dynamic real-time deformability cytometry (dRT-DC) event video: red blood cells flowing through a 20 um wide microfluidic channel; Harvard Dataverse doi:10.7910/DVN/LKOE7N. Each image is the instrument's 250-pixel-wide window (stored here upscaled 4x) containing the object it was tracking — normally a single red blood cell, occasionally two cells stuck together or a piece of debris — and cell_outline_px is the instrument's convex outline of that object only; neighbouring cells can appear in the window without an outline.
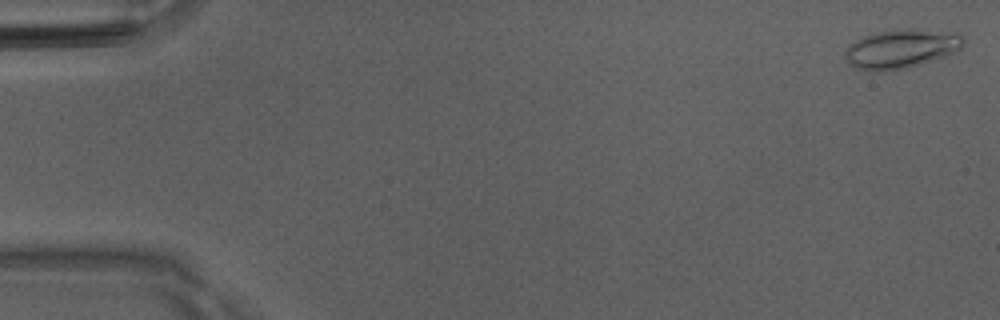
{"species": "Egyptian fruit bat (a non-hibernating species)", "species_latin": "Rousettus aegyptiacus", "temperature_condition": "room temperature", "stored_images_in_passage": 50, "camera_frame_rate_fps": 3000, "um_per_image_px": 0.085, "animal": {"sex": "male"}, "frame": {"image": 1, "passage_image": 1, "time_ms": 0.0, "image_size_px": [1000, 320], "cell_outline_px": [[964, 44], [956, 52], [908, 68], [884, 72], [872, 72], [856, 68], [848, 64], [844, 60], [844, 52], [856, 40], [872, 32], [896, 28], [912, 28], [960, 32], [964, 40]], "centroid_in_image_um": [76.59, 4.13], "position_along_channel_um": 8.4, "area_um2": 27.63}}
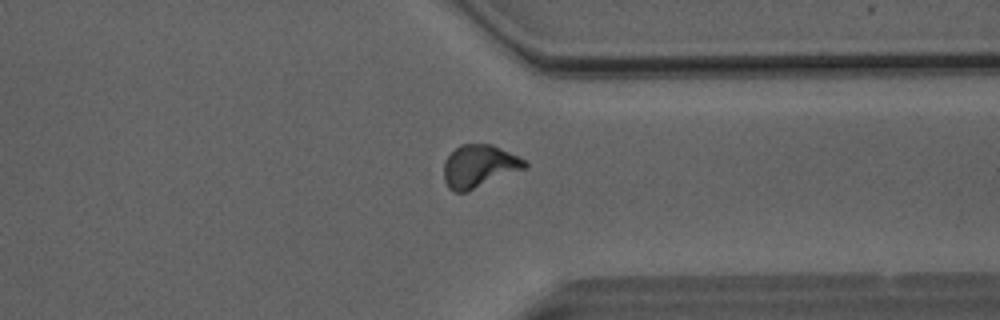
{"frame": {"image": 2, "passage_image": 39, "time_ms": 12.667, "image_size_px": [1000, 320], "cell_outline_px": [[528, 164], [524, 168], [468, 192], [456, 192], [448, 188], [444, 180], [444, 160], [460, 144], [492, 144], [524, 160]], "centroid_in_image_um": [40.68, 14.14], "position_along_channel_um": 370.7, "area_um2": 19.88}}
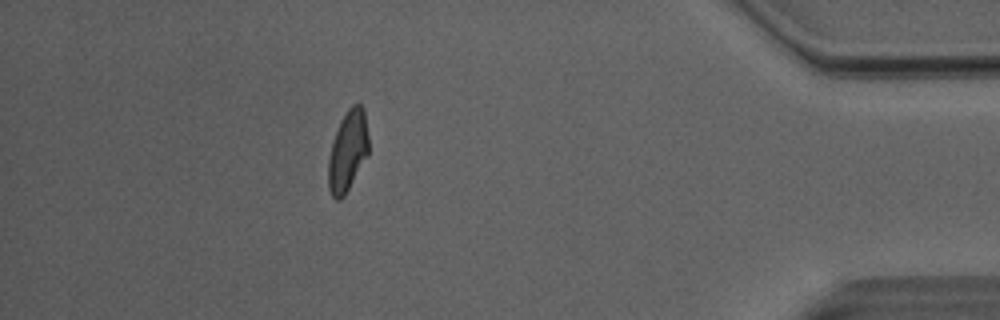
{"frame": {"image": 3, "passage_image": 45, "time_ms": 14.667, "image_size_px": [1000, 320], "cell_outline_px": [[368, 156], [344, 196], [340, 200], [336, 200], [332, 196], [328, 188], [328, 160], [332, 140], [340, 120], [348, 108], [352, 104], [360, 104], [364, 108], [368, 136]], "centroid_in_image_um": [29.55, 12.83], "position_along_channel_um": 405.6, "area_um2": 19.19}, "authors_computed_cell_mechanics": {"area_um2": 19.4786, "velocity_mm_per_s": 4.068, "shape_relaxation_time_tau1_ms": 4.6101, "shape_relaxation_time_tau2_ms": 1.0478, "deformation_change_tau1": 0.1733, "deformation_change_tau2": 0.0732}}